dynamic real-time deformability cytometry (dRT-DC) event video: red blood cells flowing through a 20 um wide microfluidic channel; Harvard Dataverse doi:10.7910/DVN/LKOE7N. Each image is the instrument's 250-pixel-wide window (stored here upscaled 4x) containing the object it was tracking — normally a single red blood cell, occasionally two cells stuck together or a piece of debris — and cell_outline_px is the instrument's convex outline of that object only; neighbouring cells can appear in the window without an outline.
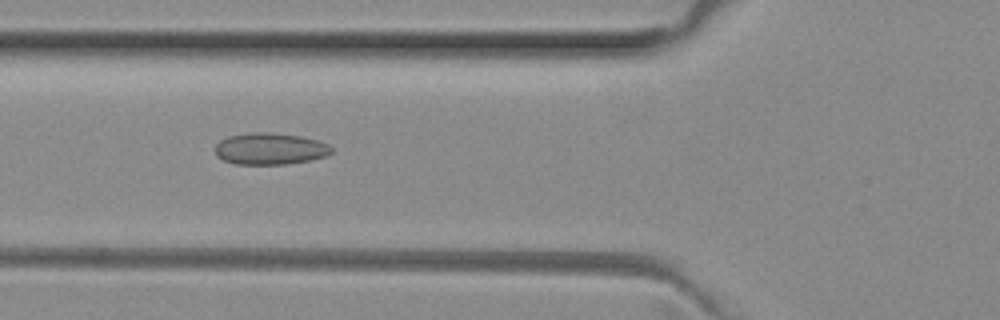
{"species": "common noctule bat (a hibernating species)", "species_latin": "Nyctalus noctula", "temperature_condition": "room temperature", "stored_images_in_passage": 51, "camera_frame_rate_fps": 3000, "um_per_image_px": 0.085, "animal": {"sex": "female", "body_mass_g": 29.2, "forearm_length_mm": 56.3}, "frame": {"image": 1, "passage_image": 19, "time_ms": 6.0, "image_size_px": [1000, 320], "cell_outline_px": [[332, 152], [324, 156], [312, 160], [288, 164], [236, 164], [224, 160], [216, 156], [216, 144], [220, 140], [228, 136], [256, 132], [268, 132], [300, 136], [316, 140], [328, 144], [332, 148]], "centroid_in_image_um": [22.95, 12.65], "position_along_channel_um": 102.8, "area_um2": 21.39}}
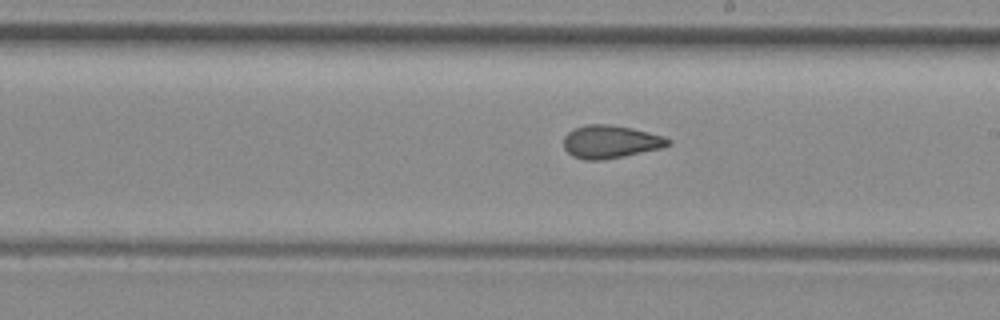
{"frame": {"image": 2, "passage_image": 29, "time_ms": 9.333, "image_size_px": [1000, 320], "cell_outline_px": [[672, 144], [664, 148], [604, 160], [584, 160], [572, 156], [564, 148], [564, 136], [568, 132], [576, 128], [588, 124], [608, 124], [632, 128], [664, 136], [672, 140]], "centroid_in_image_um": [51.93, 12.06], "position_along_channel_um": 237.1, "area_um2": 20.23}}
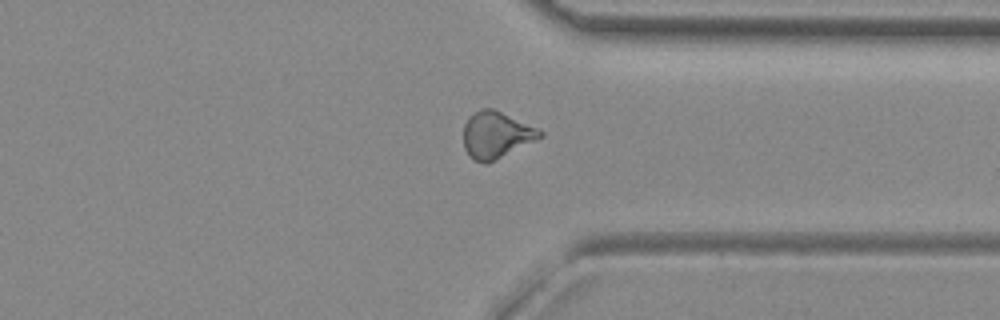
{"frame": {"image": 3, "passage_image": 39, "time_ms": 12.667, "image_size_px": [1000, 320], "cell_outline_px": [[544, 136], [488, 164], [484, 164], [472, 160], [468, 156], [464, 148], [464, 124], [468, 116], [480, 108], [492, 108], [536, 128], [544, 132]], "centroid_in_image_um": [42.13, 11.49], "position_along_channel_um": 369.3, "area_um2": 20.87}, "authors_computed_cell_mechanics": {"area_um2": 20.8658, "velocity_mm_per_s": 4.0265, "shape_relaxation_time_tau1_ms": null, "shape_relaxation_time_tau2_ms": 1.8436, "deformation_change_tau1": null, "deformation_change_tau2": 0.0857}}